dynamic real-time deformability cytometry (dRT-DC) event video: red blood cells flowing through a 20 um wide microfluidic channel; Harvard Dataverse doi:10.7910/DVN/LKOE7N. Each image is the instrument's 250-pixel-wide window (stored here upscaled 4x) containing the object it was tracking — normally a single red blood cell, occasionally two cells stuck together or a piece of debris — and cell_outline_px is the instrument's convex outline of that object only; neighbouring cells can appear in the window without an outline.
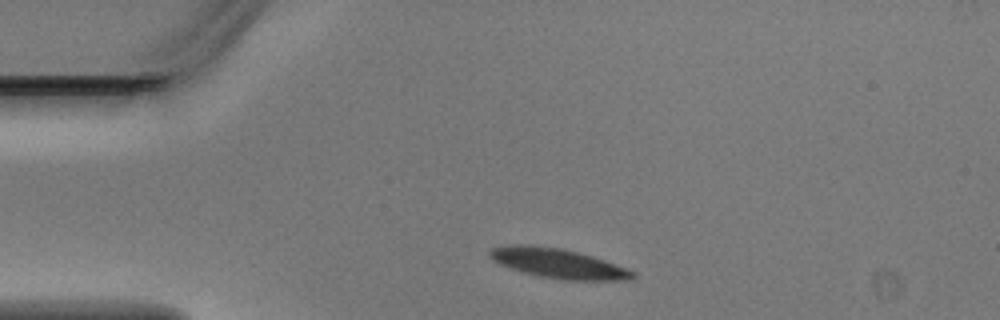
{"species": "Egyptian fruit bat (a non-hibernating species)", "species_latin": "Rousettus aegyptiacus", "temperature_condition": "warm", "stored_images_in_passage": 3, "segment_of_instrument_passage": [2, 2], "camera_frame_rate_fps": 3000, "um_per_image_px": 0.085, "animal": {"sex": "male"}, "frame": {"image": 1, "passage_image": 3, "time_ms": 0.667, "image_size_px": [1000, 320], "cell_outline_px": [[636, 276], [632, 280], [564, 280], [540, 276], [524, 272], [500, 264], [492, 260], [488, 256], [488, 252], [492, 248], [508, 244], [532, 244], [560, 248], [592, 256], [604, 260], [636, 272]], "centroid_in_image_um": [47.42, 22.38], "position_along_channel_um": 37.6, "area_um2": 24.68}}